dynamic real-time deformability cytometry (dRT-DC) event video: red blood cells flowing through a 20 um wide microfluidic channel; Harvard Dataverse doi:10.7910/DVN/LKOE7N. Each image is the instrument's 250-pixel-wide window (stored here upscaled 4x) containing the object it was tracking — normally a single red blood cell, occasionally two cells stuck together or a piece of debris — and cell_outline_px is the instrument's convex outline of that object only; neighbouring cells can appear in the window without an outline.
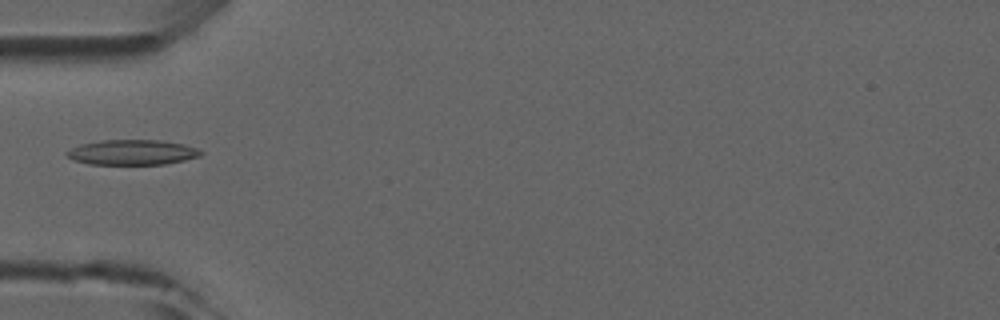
{"species": "common noctule bat (a hibernating species)", "species_latin": "Nyctalus noctula", "temperature_condition": "room temperature", "stored_images_in_passage": 4, "camera_frame_rate_fps": 3000, "um_per_image_px": 0.085, "animal": {"sex": "male", "forearm_length_mm": 52.5}, "frame": {"image": 1, "passage_image": 4, "time_ms": 3.333, "image_size_px": [1000, 320], "cell_outline_px": [[204, 152], [200, 156], [184, 160], [164, 164], [88, 164], [72, 160], [64, 152], [80, 144], [104, 140], [160, 140], [184, 144], [196, 148]], "centroid_in_image_um": [11.23, 12.95], "position_along_channel_um": 73.8, "area_um2": 19.59}}